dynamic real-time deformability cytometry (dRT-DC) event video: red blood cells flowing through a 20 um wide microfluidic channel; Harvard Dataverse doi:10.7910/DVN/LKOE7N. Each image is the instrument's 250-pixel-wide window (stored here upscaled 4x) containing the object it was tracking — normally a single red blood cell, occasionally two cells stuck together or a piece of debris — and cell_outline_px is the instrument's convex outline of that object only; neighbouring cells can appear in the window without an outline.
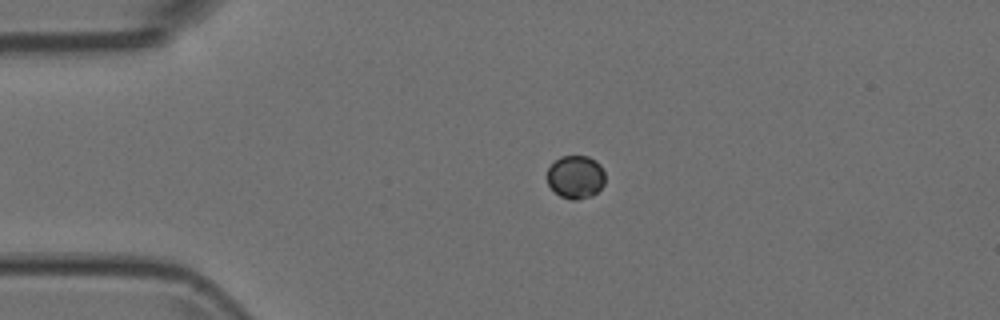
{"species": "Egyptian fruit bat (a non-hibernating species)", "species_latin": "Rousettus aegyptiacus", "temperature_condition": "room temperature", "stored_images_in_passage": 4, "camera_frame_rate_fps": 3000, "um_per_image_px": 0.085, "animal": {"sex": "female"}, "frame": {"image": 1, "passage_image": 3, "time_ms": 0.667, "image_size_px": [1000, 320], "cell_outline_px": [[604, 184], [592, 196], [576, 200], [572, 200], [560, 196], [548, 184], [548, 168], [560, 156], [588, 156], [596, 160], [600, 164], [604, 172]], "centroid_in_image_um": [48.94, 15.03], "position_along_channel_um": 36.1, "area_um2": 14.51}}